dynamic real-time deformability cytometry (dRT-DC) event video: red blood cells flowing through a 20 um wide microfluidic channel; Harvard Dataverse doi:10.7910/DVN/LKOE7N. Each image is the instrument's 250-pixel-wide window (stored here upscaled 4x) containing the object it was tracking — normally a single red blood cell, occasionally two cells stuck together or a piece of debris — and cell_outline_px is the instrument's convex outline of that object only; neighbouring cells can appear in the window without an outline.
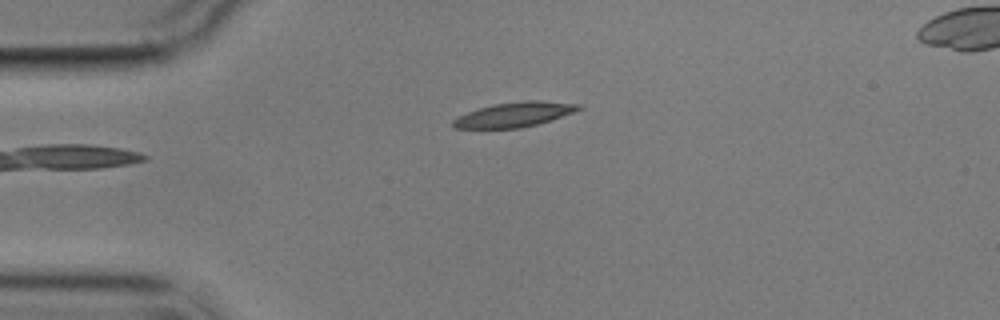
{"species": "common noctule bat (a hibernating species)", "species_latin": "Nyctalus noctula", "temperature_condition": "cold", "stored_images_in_passage": 6, "segment_of_instrument_passage": [2, 2], "camera_frame_rate_fps": 3000, "um_per_image_px": 0.085, "animal": {"sex": "male", "body_mass_g": 17.9}, "frame": {"image": 1, "passage_image": 6, "time_ms": 5.667, "image_size_px": [1000, 320], "cell_outline_px": [[584, 108], [536, 124], [520, 128], [452, 128], [452, 120], [468, 112], [492, 104], [524, 100], [540, 100], [580, 104]], "centroid_in_image_um": [43.71, 9.72], "position_along_channel_um": 41.3, "area_um2": 17.86}}